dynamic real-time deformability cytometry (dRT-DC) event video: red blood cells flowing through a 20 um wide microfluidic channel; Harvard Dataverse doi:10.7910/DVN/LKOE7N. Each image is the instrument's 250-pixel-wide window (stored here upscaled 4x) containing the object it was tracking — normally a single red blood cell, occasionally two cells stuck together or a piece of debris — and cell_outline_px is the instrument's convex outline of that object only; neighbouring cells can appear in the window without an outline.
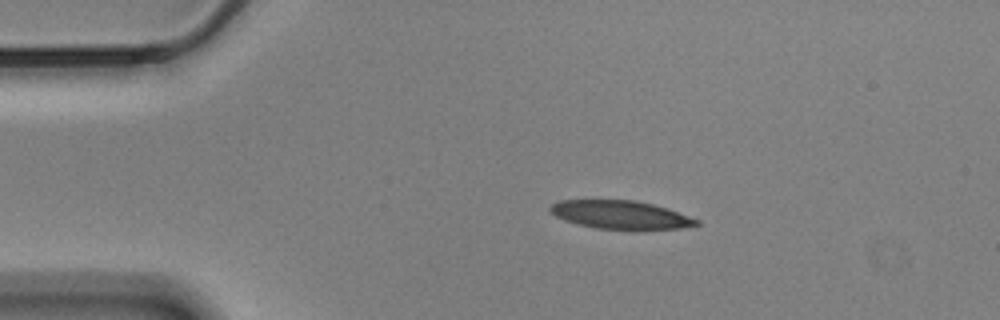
{"species": "Egyptian fruit bat (a non-hibernating species)", "species_latin": "Rousettus aegyptiacus", "temperature_condition": "cold", "stored_images_in_passage": 47, "camera_frame_rate_fps": 3000, "um_per_image_px": 0.085, "animal": {"sex": "male"}, "frame": {"image": 1, "passage_image": 1, "time_ms": 0.0, "image_size_px": [1000, 320], "cell_outline_px": [[700, 224], [680, 228], [636, 232], [632, 232], [596, 228], [564, 220], [556, 216], [548, 208], [552, 204], [560, 200], [636, 200], [668, 208], [700, 220]], "centroid_in_image_um": [52.81, 18.29], "position_along_channel_um": 32.2, "area_um2": 24.85}}
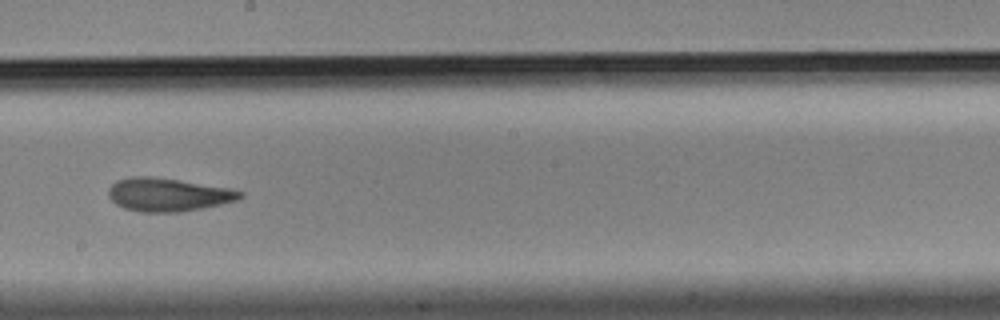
{"frame": {"image": 2, "passage_image": 22, "time_ms": 7.0, "image_size_px": [1000, 320], "cell_outline_px": [[244, 196], [240, 200], [200, 208], [176, 212], [140, 212], [124, 208], [116, 204], [108, 196], [108, 188], [116, 180], [128, 176], [148, 176], [232, 188], [244, 192]], "centroid_in_image_um": [14.28, 16.54], "position_along_channel_um": 233.9, "area_um2": 25.55}}
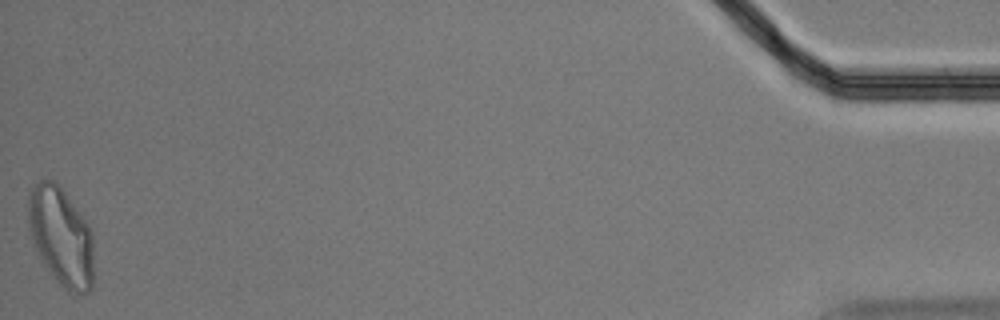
{"frame": {"image": 3, "passage_image": 47, "time_ms": 15.333, "image_size_px": [1000, 320], "cell_outline_px": [[92, 288], [88, 292], [72, 292], [60, 284], [44, 264], [32, 240], [28, 228], [28, 192], [40, 180], [52, 180], [60, 184], [88, 224], [92, 232]], "centroid_in_image_um": [5.17, 20.04], "position_along_channel_um": 430.0, "area_um2": 37.28}, "authors_computed_cell_mechanics": {"area_um2": 25.4898, "velocity_mm_per_s": 3.4981, "shape_relaxation_time_tau1_ms": 10.4001, "shape_relaxation_time_tau2_ms": 2.8074, "deformation_change_tau1": 0.2351, "deformation_change_tau2": 0.0976}}